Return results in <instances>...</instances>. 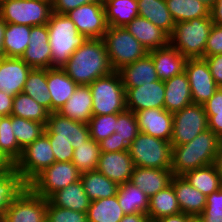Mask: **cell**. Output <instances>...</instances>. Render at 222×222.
Masks as SVG:
<instances>
[{"instance_id": "5bb4252c", "label": "cell", "mask_w": 222, "mask_h": 222, "mask_svg": "<svg viewBox=\"0 0 222 222\" xmlns=\"http://www.w3.org/2000/svg\"><path fill=\"white\" fill-rule=\"evenodd\" d=\"M184 72L190 84L192 103L204 105L219 88L208 63L204 58L187 59Z\"/></svg>"}, {"instance_id": "f35d334b", "label": "cell", "mask_w": 222, "mask_h": 222, "mask_svg": "<svg viewBox=\"0 0 222 222\" xmlns=\"http://www.w3.org/2000/svg\"><path fill=\"white\" fill-rule=\"evenodd\" d=\"M183 177L205 196L222 187L221 176L213 164L189 171Z\"/></svg>"}, {"instance_id": "836d02e7", "label": "cell", "mask_w": 222, "mask_h": 222, "mask_svg": "<svg viewBox=\"0 0 222 222\" xmlns=\"http://www.w3.org/2000/svg\"><path fill=\"white\" fill-rule=\"evenodd\" d=\"M180 212V206L172 184L160 190L149 199L147 215L151 222Z\"/></svg>"}, {"instance_id": "d6986e66", "label": "cell", "mask_w": 222, "mask_h": 222, "mask_svg": "<svg viewBox=\"0 0 222 222\" xmlns=\"http://www.w3.org/2000/svg\"><path fill=\"white\" fill-rule=\"evenodd\" d=\"M134 167L129 151L125 150L101 152L96 170L119 185L131 180Z\"/></svg>"}, {"instance_id": "74e56055", "label": "cell", "mask_w": 222, "mask_h": 222, "mask_svg": "<svg viewBox=\"0 0 222 222\" xmlns=\"http://www.w3.org/2000/svg\"><path fill=\"white\" fill-rule=\"evenodd\" d=\"M124 215L117 195L91 201L87 211L88 222H120Z\"/></svg>"}, {"instance_id": "b9f144b4", "label": "cell", "mask_w": 222, "mask_h": 222, "mask_svg": "<svg viewBox=\"0 0 222 222\" xmlns=\"http://www.w3.org/2000/svg\"><path fill=\"white\" fill-rule=\"evenodd\" d=\"M11 115L46 125L49 112L33 98L22 92L13 98Z\"/></svg>"}, {"instance_id": "f6af8a7d", "label": "cell", "mask_w": 222, "mask_h": 222, "mask_svg": "<svg viewBox=\"0 0 222 222\" xmlns=\"http://www.w3.org/2000/svg\"><path fill=\"white\" fill-rule=\"evenodd\" d=\"M117 113L109 115H93L88 126L90 138L97 143L115 133Z\"/></svg>"}, {"instance_id": "7a4b0ae2", "label": "cell", "mask_w": 222, "mask_h": 222, "mask_svg": "<svg viewBox=\"0 0 222 222\" xmlns=\"http://www.w3.org/2000/svg\"><path fill=\"white\" fill-rule=\"evenodd\" d=\"M222 140L210 129L198 134L192 141L172 147L171 170L173 176L214 163Z\"/></svg>"}, {"instance_id": "8fae6325", "label": "cell", "mask_w": 222, "mask_h": 222, "mask_svg": "<svg viewBox=\"0 0 222 222\" xmlns=\"http://www.w3.org/2000/svg\"><path fill=\"white\" fill-rule=\"evenodd\" d=\"M81 172L71 162H54L42 171L28 186L41 197L48 199L53 193L76 182Z\"/></svg>"}, {"instance_id": "484cf974", "label": "cell", "mask_w": 222, "mask_h": 222, "mask_svg": "<svg viewBox=\"0 0 222 222\" xmlns=\"http://www.w3.org/2000/svg\"><path fill=\"white\" fill-rule=\"evenodd\" d=\"M118 72L126 91L129 88H136L145 83L159 80L152 57L149 54L134 63L123 66Z\"/></svg>"}, {"instance_id": "e575fe53", "label": "cell", "mask_w": 222, "mask_h": 222, "mask_svg": "<svg viewBox=\"0 0 222 222\" xmlns=\"http://www.w3.org/2000/svg\"><path fill=\"white\" fill-rule=\"evenodd\" d=\"M108 26L125 27L138 15L137 0H107L103 3Z\"/></svg>"}, {"instance_id": "681fc988", "label": "cell", "mask_w": 222, "mask_h": 222, "mask_svg": "<svg viewBox=\"0 0 222 222\" xmlns=\"http://www.w3.org/2000/svg\"><path fill=\"white\" fill-rule=\"evenodd\" d=\"M222 54V27L213 24L205 46V57Z\"/></svg>"}, {"instance_id": "816d5d0a", "label": "cell", "mask_w": 222, "mask_h": 222, "mask_svg": "<svg viewBox=\"0 0 222 222\" xmlns=\"http://www.w3.org/2000/svg\"><path fill=\"white\" fill-rule=\"evenodd\" d=\"M201 215H222V187L206 196V206Z\"/></svg>"}, {"instance_id": "60d3db41", "label": "cell", "mask_w": 222, "mask_h": 222, "mask_svg": "<svg viewBox=\"0 0 222 222\" xmlns=\"http://www.w3.org/2000/svg\"><path fill=\"white\" fill-rule=\"evenodd\" d=\"M13 115L0 117V153L12 165L20 159L23 150L13 134Z\"/></svg>"}, {"instance_id": "30bf717a", "label": "cell", "mask_w": 222, "mask_h": 222, "mask_svg": "<svg viewBox=\"0 0 222 222\" xmlns=\"http://www.w3.org/2000/svg\"><path fill=\"white\" fill-rule=\"evenodd\" d=\"M204 106L192 103L173 113V128L170 143L180 146L192 141L198 134L208 129Z\"/></svg>"}, {"instance_id": "e7e4bbea", "label": "cell", "mask_w": 222, "mask_h": 222, "mask_svg": "<svg viewBox=\"0 0 222 222\" xmlns=\"http://www.w3.org/2000/svg\"><path fill=\"white\" fill-rule=\"evenodd\" d=\"M203 222H222V215H200Z\"/></svg>"}, {"instance_id": "be15d7a7", "label": "cell", "mask_w": 222, "mask_h": 222, "mask_svg": "<svg viewBox=\"0 0 222 222\" xmlns=\"http://www.w3.org/2000/svg\"><path fill=\"white\" fill-rule=\"evenodd\" d=\"M213 165L215 166L217 172L219 173L222 179V142L221 145L219 146L217 154L215 155Z\"/></svg>"}, {"instance_id": "52a82bcc", "label": "cell", "mask_w": 222, "mask_h": 222, "mask_svg": "<svg viewBox=\"0 0 222 222\" xmlns=\"http://www.w3.org/2000/svg\"><path fill=\"white\" fill-rule=\"evenodd\" d=\"M102 39L114 71L134 63L149 53L124 27L108 26Z\"/></svg>"}, {"instance_id": "4316f807", "label": "cell", "mask_w": 222, "mask_h": 222, "mask_svg": "<svg viewBox=\"0 0 222 222\" xmlns=\"http://www.w3.org/2000/svg\"><path fill=\"white\" fill-rule=\"evenodd\" d=\"M92 101L89 85H78L73 95L58 110V113L63 117L88 124L93 116Z\"/></svg>"}, {"instance_id": "e0dca14e", "label": "cell", "mask_w": 222, "mask_h": 222, "mask_svg": "<svg viewBox=\"0 0 222 222\" xmlns=\"http://www.w3.org/2000/svg\"><path fill=\"white\" fill-rule=\"evenodd\" d=\"M164 81L157 80L126 91V108L132 112L150 108H164Z\"/></svg>"}, {"instance_id": "6da1fadb", "label": "cell", "mask_w": 222, "mask_h": 222, "mask_svg": "<svg viewBox=\"0 0 222 222\" xmlns=\"http://www.w3.org/2000/svg\"><path fill=\"white\" fill-rule=\"evenodd\" d=\"M62 69L78 85H89L114 71L103 39H87Z\"/></svg>"}, {"instance_id": "6125c7cd", "label": "cell", "mask_w": 222, "mask_h": 222, "mask_svg": "<svg viewBox=\"0 0 222 222\" xmlns=\"http://www.w3.org/2000/svg\"><path fill=\"white\" fill-rule=\"evenodd\" d=\"M6 26H7V23L0 17V59L5 57L4 38H5Z\"/></svg>"}, {"instance_id": "6f0895ef", "label": "cell", "mask_w": 222, "mask_h": 222, "mask_svg": "<svg viewBox=\"0 0 222 222\" xmlns=\"http://www.w3.org/2000/svg\"><path fill=\"white\" fill-rule=\"evenodd\" d=\"M13 98L14 96L0 91V117L11 115Z\"/></svg>"}, {"instance_id": "7bdbcfd3", "label": "cell", "mask_w": 222, "mask_h": 222, "mask_svg": "<svg viewBox=\"0 0 222 222\" xmlns=\"http://www.w3.org/2000/svg\"><path fill=\"white\" fill-rule=\"evenodd\" d=\"M100 154L99 143L89 138L74 149L71 162L81 173L93 171L97 168Z\"/></svg>"}, {"instance_id": "ba28073f", "label": "cell", "mask_w": 222, "mask_h": 222, "mask_svg": "<svg viewBox=\"0 0 222 222\" xmlns=\"http://www.w3.org/2000/svg\"><path fill=\"white\" fill-rule=\"evenodd\" d=\"M52 4L40 0H0V17L6 23L40 26L48 23Z\"/></svg>"}, {"instance_id": "3957f363", "label": "cell", "mask_w": 222, "mask_h": 222, "mask_svg": "<svg viewBox=\"0 0 222 222\" xmlns=\"http://www.w3.org/2000/svg\"><path fill=\"white\" fill-rule=\"evenodd\" d=\"M47 26L52 68H62L77 48L87 41V38L78 32L75 24L66 14L52 12Z\"/></svg>"}, {"instance_id": "7dc6e473", "label": "cell", "mask_w": 222, "mask_h": 222, "mask_svg": "<svg viewBox=\"0 0 222 222\" xmlns=\"http://www.w3.org/2000/svg\"><path fill=\"white\" fill-rule=\"evenodd\" d=\"M46 222H88L87 213L53 206L47 199Z\"/></svg>"}, {"instance_id": "603a6c76", "label": "cell", "mask_w": 222, "mask_h": 222, "mask_svg": "<svg viewBox=\"0 0 222 222\" xmlns=\"http://www.w3.org/2000/svg\"><path fill=\"white\" fill-rule=\"evenodd\" d=\"M180 210L191 216H200L206 206V196L193 187L183 176L171 179Z\"/></svg>"}, {"instance_id": "1f68e13d", "label": "cell", "mask_w": 222, "mask_h": 222, "mask_svg": "<svg viewBox=\"0 0 222 222\" xmlns=\"http://www.w3.org/2000/svg\"><path fill=\"white\" fill-rule=\"evenodd\" d=\"M80 180L91 201L110 198L117 194L119 185L97 170L81 173Z\"/></svg>"}, {"instance_id": "ffe728a7", "label": "cell", "mask_w": 222, "mask_h": 222, "mask_svg": "<svg viewBox=\"0 0 222 222\" xmlns=\"http://www.w3.org/2000/svg\"><path fill=\"white\" fill-rule=\"evenodd\" d=\"M32 68L21 58L0 59V91L9 96L23 92L28 74Z\"/></svg>"}, {"instance_id": "4dcf8cb0", "label": "cell", "mask_w": 222, "mask_h": 222, "mask_svg": "<svg viewBox=\"0 0 222 222\" xmlns=\"http://www.w3.org/2000/svg\"><path fill=\"white\" fill-rule=\"evenodd\" d=\"M116 195L124 214L148 213L150 197L131 181L119 184Z\"/></svg>"}, {"instance_id": "ab89813d", "label": "cell", "mask_w": 222, "mask_h": 222, "mask_svg": "<svg viewBox=\"0 0 222 222\" xmlns=\"http://www.w3.org/2000/svg\"><path fill=\"white\" fill-rule=\"evenodd\" d=\"M175 23L210 16V8L199 0H165Z\"/></svg>"}, {"instance_id": "7c38bea8", "label": "cell", "mask_w": 222, "mask_h": 222, "mask_svg": "<svg viewBox=\"0 0 222 222\" xmlns=\"http://www.w3.org/2000/svg\"><path fill=\"white\" fill-rule=\"evenodd\" d=\"M47 199L29 186L7 208L0 222H46Z\"/></svg>"}, {"instance_id": "680465c9", "label": "cell", "mask_w": 222, "mask_h": 222, "mask_svg": "<svg viewBox=\"0 0 222 222\" xmlns=\"http://www.w3.org/2000/svg\"><path fill=\"white\" fill-rule=\"evenodd\" d=\"M210 16L213 24L222 27V0H216L213 7L210 9Z\"/></svg>"}, {"instance_id": "44dd1931", "label": "cell", "mask_w": 222, "mask_h": 222, "mask_svg": "<svg viewBox=\"0 0 222 222\" xmlns=\"http://www.w3.org/2000/svg\"><path fill=\"white\" fill-rule=\"evenodd\" d=\"M124 28L138 40L148 52L169 45V35L146 18L137 16Z\"/></svg>"}, {"instance_id": "03108f58", "label": "cell", "mask_w": 222, "mask_h": 222, "mask_svg": "<svg viewBox=\"0 0 222 222\" xmlns=\"http://www.w3.org/2000/svg\"><path fill=\"white\" fill-rule=\"evenodd\" d=\"M12 167V165L0 153V172Z\"/></svg>"}, {"instance_id": "003e7915", "label": "cell", "mask_w": 222, "mask_h": 222, "mask_svg": "<svg viewBox=\"0 0 222 222\" xmlns=\"http://www.w3.org/2000/svg\"><path fill=\"white\" fill-rule=\"evenodd\" d=\"M199 1L208 6L210 9L213 7L214 3L216 2V0H199Z\"/></svg>"}, {"instance_id": "89a4df30", "label": "cell", "mask_w": 222, "mask_h": 222, "mask_svg": "<svg viewBox=\"0 0 222 222\" xmlns=\"http://www.w3.org/2000/svg\"><path fill=\"white\" fill-rule=\"evenodd\" d=\"M40 1H44V2H48V3L53 4V1H54V0H40Z\"/></svg>"}, {"instance_id": "bcb514c9", "label": "cell", "mask_w": 222, "mask_h": 222, "mask_svg": "<svg viewBox=\"0 0 222 222\" xmlns=\"http://www.w3.org/2000/svg\"><path fill=\"white\" fill-rule=\"evenodd\" d=\"M138 122L134 112L126 109L117 113L115 133L121 140L130 145L139 134Z\"/></svg>"}, {"instance_id": "9a60e30c", "label": "cell", "mask_w": 222, "mask_h": 222, "mask_svg": "<svg viewBox=\"0 0 222 222\" xmlns=\"http://www.w3.org/2000/svg\"><path fill=\"white\" fill-rule=\"evenodd\" d=\"M45 133L49 138L68 140L73 149L90 138L88 124L63 117L58 112L49 113Z\"/></svg>"}, {"instance_id": "f546056e", "label": "cell", "mask_w": 222, "mask_h": 222, "mask_svg": "<svg viewBox=\"0 0 222 222\" xmlns=\"http://www.w3.org/2000/svg\"><path fill=\"white\" fill-rule=\"evenodd\" d=\"M138 15L146 18L169 36L175 28L170 11L165 0H137Z\"/></svg>"}, {"instance_id": "c3c4849f", "label": "cell", "mask_w": 222, "mask_h": 222, "mask_svg": "<svg viewBox=\"0 0 222 222\" xmlns=\"http://www.w3.org/2000/svg\"><path fill=\"white\" fill-rule=\"evenodd\" d=\"M49 141L55 156V162L72 161L74 149L71 142L56 138H49Z\"/></svg>"}, {"instance_id": "11a10c76", "label": "cell", "mask_w": 222, "mask_h": 222, "mask_svg": "<svg viewBox=\"0 0 222 222\" xmlns=\"http://www.w3.org/2000/svg\"><path fill=\"white\" fill-rule=\"evenodd\" d=\"M203 106L207 115L222 113V87H219Z\"/></svg>"}, {"instance_id": "d4e9b609", "label": "cell", "mask_w": 222, "mask_h": 222, "mask_svg": "<svg viewBox=\"0 0 222 222\" xmlns=\"http://www.w3.org/2000/svg\"><path fill=\"white\" fill-rule=\"evenodd\" d=\"M172 177L171 169L134 167L130 181L151 197L170 185Z\"/></svg>"}, {"instance_id": "db71d44e", "label": "cell", "mask_w": 222, "mask_h": 222, "mask_svg": "<svg viewBox=\"0 0 222 222\" xmlns=\"http://www.w3.org/2000/svg\"><path fill=\"white\" fill-rule=\"evenodd\" d=\"M218 87H222V54L204 57Z\"/></svg>"}, {"instance_id": "a7ac6f4b", "label": "cell", "mask_w": 222, "mask_h": 222, "mask_svg": "<svg viewBox=\"0 0 222 222\" xmlns=\"http://www.w3.org/2000/svg\"><path fill=\"white\" fill-rule=\"evenodd\" d=\"M189 222H203L199 216H193Z\"/></svg>"}, {"instance_id": "91938a15", "label": "cell", "mask_w": 222, "mask_h": 222, "mask_svg": "<svg viewBox=\"0 0 222 222\" xmlns=\"http://www.w3.org/2000/svg\"><path fill=\"white\" fill-rule=\"evenodd\" d=\"M193 216L180 212L174 215H170V216H166L163 218H160L154 222H189V220L192 218Z\"/></svg>"}, {"instance_id": "5b68a950", "label": "cell", "mask_w": 222, "mask_h": 222, "mask_svg": "<svg viewBox=\"0 0 222 222\" xmlns=\"http://www.w3.org/2000/svg\"><path fill=\"white\" fill-rule=\"evenodd\" d=\"M92 93L93 115L121 113L126 108V90L118 71L89 84Z\"/></svg>"}, {"instance_id": "f5cc1de1", "label": "cell", "mask_w": 222, "mask_h": 222, "mask_svg": "<svg viewBox=\"0 0 222 222\" xmlns=\"http://www.w3.org/2000/svg\"><path fill=\"white\" fill-rule=\"evenodd\" d=\"M94 2H100V0H54L52 4V12L66 14L83 4Z\"/></svg>"}, {"instance_id": "d6a6232c", "label": "cell", "mask_w": 222, "mask_h": 222, "mask_svg": "<svg viewBox=\"0 0 222 222\" xmlns=\"http://www.w3.org/2000/svg\"><path fill=\"white\" fill-rule=\"evenodd\" d=\"M14 166L0 172V221L7 208L27 187Z\"/></svg>"}, {"instance_id": "f1b7e54d", "label": "cell", "mask_w": 222, "mask_h": 222, "mask_svg": "<svg viewBox=\"0 0 222 222\" xmlns=\"http://www.w3.org/2000/svg\"><path fill=\"white\" fill-rule=\"evenodd\" d=\"M48 201L53 206L68 208L81 213H87L91 203V200L84 191L80 179L53 193L48 198Z\"/></svg>"}, {"instance_id": "d590c367", "label": "cell", "mask_w": 222, "mask_h": 222, "mask_svg": "<svg viewBox=\"0 0 222 222\" xmlns=\"http://www.w3.org/2000/svg\"><path fill=\"white\" fill-rule=\"evenodd\" d=\"M31 26L7 23L4 53L7 58H21L30 41Z\"/></svg>"}, {"instance_id": "277c9868", "label": "cell", "mask_w": 222, "mask_h": 222, "mask_svg": "<svg viewBox=\"0 0 222 222\" xmlns=\"http://www.w3.org/2000/svg\"><path fill=\"white\" fill-rule=\"evenodd\" d=\"M212 26L211 16L175 23L169 44L187 59L204 58Z\"/></svg>"}, {"instance_id": "4fadbf2b", "label": "cell", "mask_w": 222, "mask_h": 222, "mask_svg": "<svg viewBox=\"0 0 222 222\" xmlns=\"http://www.w3.org/2000/svg\"><path fill=\"white\" fill-rule=\"evenodd\" d=\"M80 34L87 39H102L108 29L102 2L83 4L66 13Z\"/></svg>"}, {"instance_id": "94428289", "label": "cell", "mask_w": 222, "mask_h": 222, "mask_svg": "<svg viewBox=\"0 0 222 222\" xmlns=\"http://www.w3.org/2000/svg\"><path fill=\"white\" fill-rule=\"evenodd\" d=\"M120 222H151L147 214L135 213V214H125Z\"/></svg>"}, {"instance_id": "ee69618b", "label": "cell", "mask_w": 222, "mask_h": 222, "mask_svg": "<svg viewBox=\"0 0 222 222\" xmlns=\"http://www.w3.org/2000/svg\"><path fill=\"white\" fill-rule=\"evenodd\" d=\"M13 134L23 150L45 132V124L13 116Z\"/></svg>"}, {"instance_id": "2e32d148", "label": "cell", "mask_w": 222, "mask_h": 222, "mask_svg": "<svg viewBox=\"0 0 222 222\" xmlns=\"http://www.w3.org/2000/svg\"><path fill=\"white\" fill-rule=\"evenodd\" d=\"M21 59L32 69L52 68L47 24L31 27L30 41Z\"/></svg>"}, {"instance_id": "7402d4cb", "label": "cell", "mask_w": 222, "mask_h": 222, "mask_svg": "<svg viewBox=\"0 0 222 222\" xmlns=\"http://www.w3.org/2000/svg\"><path fill=\"white\" fill-rule=\"evenodd\" d=\"M153 60L157 77L166 81L185 71L187 58L170 44L164 48L151 50L148 53Z\"/></svg>"}, {"instance_id": "ac0fdd59", "label": "cell", "mask_w": 222, "mask_h": 222, "mask_svg": "<svg viewBox=\"0 0 222 222\" xmlns=\"http://www.w3.org/2000/svg\"><path fill=\"white\" fill-rule=\"evenodd\" d=\"M140 132L170 142L173 113L164 108H150L135 112Z\"/></svg>"}, {"instance_id": "83f0119b", "label": "cell", "mask_w": 222, "mask_h": 222, "mask_svg": "<svg viewBox=\"0 0 222 222\" xmlns=\"http://www.w3.org/2000/svg\"><path fill=\"white\" fill-rule=\"evenodd\" d=\"M164 109L170 113L192 104L191 88L185 72L164 81Z\"/></svg>"}, {"instance_id": "9f6ffc18", "label": "cell", "mask_w": 222, "mask_h": 222, "mask_svg": "<svg viewBox=\"0 0 222 222\" xmlns=\"http://www.w3.org/2000/svg\"><path fill=\"white\" fill-rule=\"evenodd\" d=\"M208 129L212 130L222 140V113L207 115Z\"/></svg>"}, {"instance_id": "9c48e42d", "label": "cell", "mask_w": 222, "mask_h": 222, "mask_svg": "<svg viewBox=\"0 0 222 222\" xmlns=\"http://www.w3.org/2000/svg\"><path fill=\"white\" fill-rule=\"evenodd\" d=\"M55 162V156L48 135L44 132L33 143L23 149L14 169L29 185L42 171Z\"/></svg>"}, {"instance_id": "f907efd6", "label": "cell", "mask_w": 222, "mask_h": 222, "mask_svg": "<svg viewBox=\"0 0 222 222\" xmlns=\"http://www.w3.org/2000/svg\"><path fill=\"white\" fill-rule=\"evenodd\" d=\"M99 147L101 152H118L128 150L129 145L125 140H121L117 133H113L100 141Z\"/></svg>"}, {"instance_id": "cb8c5ba5", "label": "cell", "mask_w": 222, "mask_h": 222, "mask_svg": "<svg viewBox=\"0 0 222 222\" xmlns=\"http://www.w3.org/2000/svg\"><path fill=\"white\" fill-rule=\"evenodd\" d=\"M47 85L51 99V112L58 110L70 99L75 92L76 84L62 68L47 69Z\"/></svg>"}, {"instance_id": "8d00e7d4", "label": "cell", "mask_w": 222, "mask_h": 222, "mask_svg": "<svg viewBox=\"0 0 222 222\" xmlns=\"http://www.w3.org/2000/svg\"><path fill=\"white\" fill-rule=\"evenodd\" d=\"M23 93L33 98L51 113V99L47 85V69H32L28 74Z\"/></svg>"}, {"instance_id": "8992f818", "label": "cell", "mask_w": 222, "mask_h": 222, "mask_svg": "<svg viewBox=\"0 0 222 222\" xmlns=\"http://www.w3.org/2000/svg\"><path fill=\"white\" fill-rule=\"evenodd\" d=\"M172 147L169 141L139 132L128 151L135 167L171 169Z\"/></svg>"}]
</instances>
